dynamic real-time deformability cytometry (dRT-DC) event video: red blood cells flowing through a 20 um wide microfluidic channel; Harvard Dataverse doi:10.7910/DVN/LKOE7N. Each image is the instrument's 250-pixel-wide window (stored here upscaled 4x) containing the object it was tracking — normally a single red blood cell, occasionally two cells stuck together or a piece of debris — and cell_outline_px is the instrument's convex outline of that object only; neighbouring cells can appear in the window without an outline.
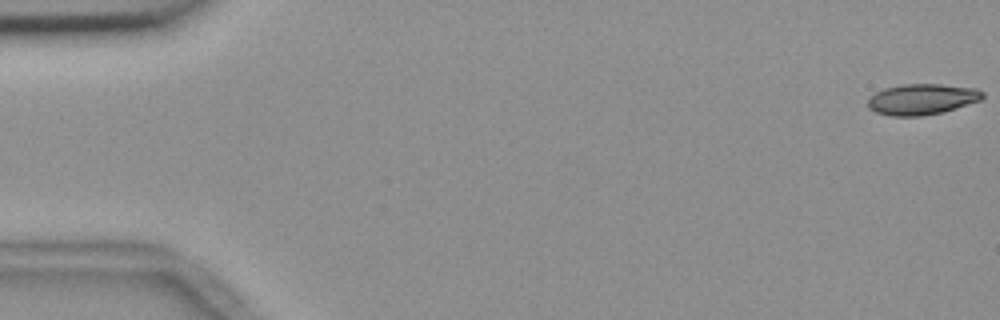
{"species": "common noctule bat (a hibernating species)", "species_latin": "Nyctalus noctula", "temperature_condition": "room temperature", "stored_images_in_passage": 56, "camera_frame_rate_fps": 3000, "um_per_image_px": 0.085, "animal": {"sex": "female", "body_mass_g": 18.4}, "frame": {"image": 1, "passage_image": 1, "time_ms": 0.0, "image_size_px": [1000, 320], "cell_outline_px": [[984, 96], [980, 100], [944, 112], [920, 116], [892, 116], [876, 112], [868, 108], [868, 100], [876, 92], [884, 88], [900, 84], [940, 84], [976, 88], [984, 92]], "centroid_in_image_um": [78.37, 8.43], "position_along_channel_um": 6.6, "area_um2": 20.63}}
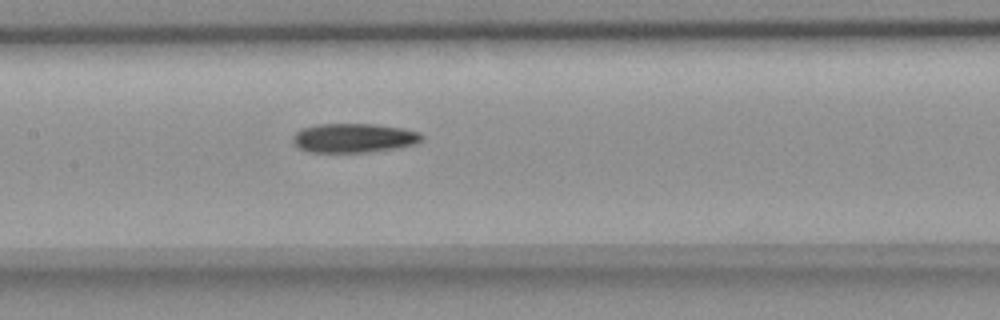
{"frame": {"image": 2, "passage_image": 27, "time_ms": 8.667, "image_size_px": [1000, 320], "cell_outline_px": [[424, 136], [416, 144], [396, 148], [368, 152], [308, 152], [300, 148], [292, 140], [292, 136], [300, 128], [316, 124], [372, 124], [400, 128], [420, 132]], "centroid_in_image_um": [30.05, 11.72], "position_along_channel_um": 177.4, "area_um2": 21.91}}
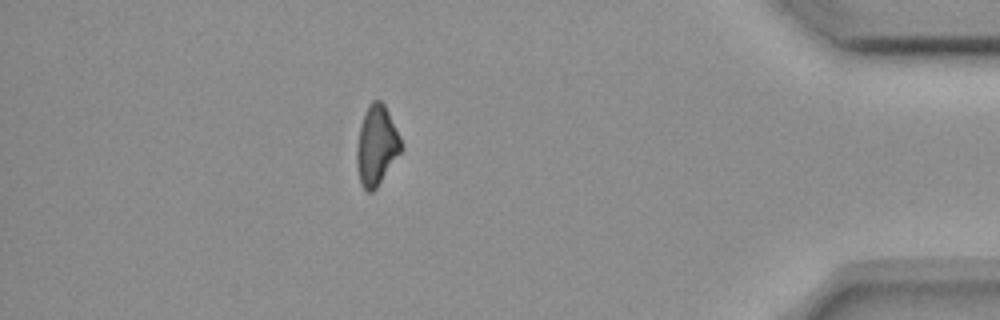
{"frame": {"image": 3, "passage_image": 49, "time_ms": 16.0, "image_size_px": [1000, 320], "cell_outline_px": [[404, 148], [376, 188], [372, 192], [368, 192], [360, 184], [356, 164], [356, 148], [360, 124], [368, 104], [372, 100], [380, 100], [384, 104], [400, 136]], "centroid_in_image_um": [32.0, 12.37], "position_along_channel_um": 403.2, "area_um2": 20.75}, "authors_computed_cell_mechanics": {"area_um2": 21.2704, "velocity_mm_per_s": 3.6859, "shape_relaxation_time_tau1_ms": 9.299, "shape_relaxation_time_tau2_ms": null, "deformation_change_tau1": 0.2017, "deformation_change_tau2": null}}